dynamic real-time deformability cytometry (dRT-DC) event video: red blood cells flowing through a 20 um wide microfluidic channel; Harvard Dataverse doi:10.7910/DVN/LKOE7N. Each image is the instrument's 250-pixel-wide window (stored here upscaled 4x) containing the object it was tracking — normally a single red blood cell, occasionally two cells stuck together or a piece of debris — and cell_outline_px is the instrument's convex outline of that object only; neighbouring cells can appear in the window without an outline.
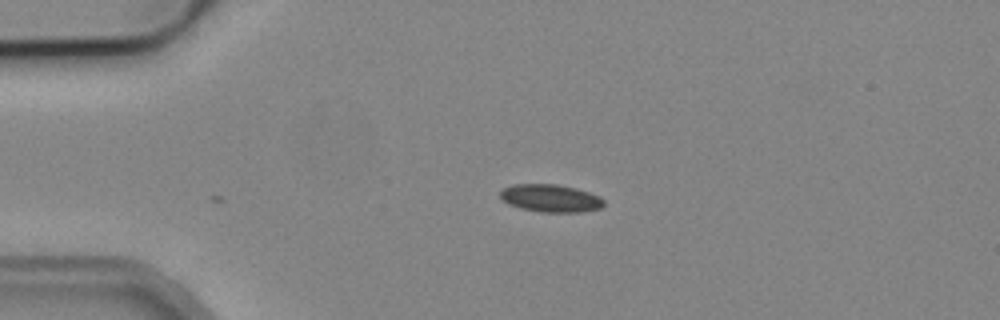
{"species": "common noctule bat (a hibernating species)", "species_latin": "Nyctalus noctula", "temperature_condition": "cold", "stored_images_in_passage": 30, "camera_frame_rate_fps": 3000, "um_per_image_px": 0.085, "animal": {"sex": "male", "body_mass_g": 19.2, "forearm_length_mm": 51.8}, "frame": {"image": 1, "passage_image": 1, "time_ms": 0.0, "image_size_px": [1000, 320], "cell_outline_px": [[604, 204], [600, 208], [580, 212], [540, 212], [520, 208], [508, 204], [500, 200], [500, 192], [504, 188], [512, 184], [556, 184], [576, 188], [600, 196], [604, 200]], "centroid_in_image_um": [46.77, 16.85], "position_along_channel_um": 38.2, "area_um2": 16.82}}
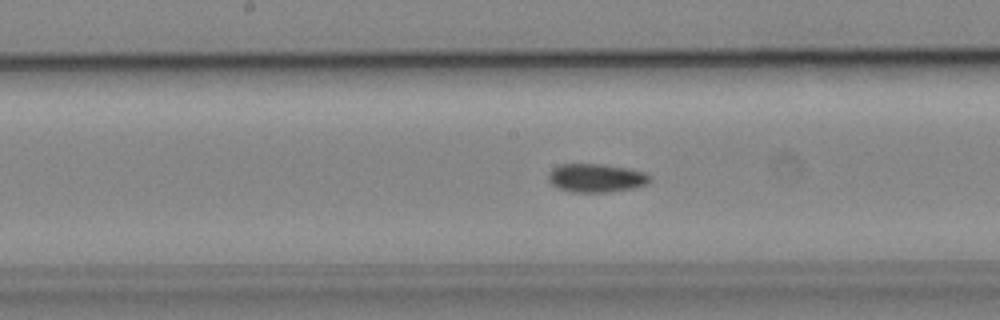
{"frame": {"image": 2, "passage_image": 16, "time_ms": 5.0, "image_size_px": [1000, 320], "cell_outline_px": [[648, 180], [644, 184], [632, 188], [612, 192], [572, 192], [556, 188], [548, 180], [548, 172], [552, 168], [560, 164], [604, 164], [628, 168], [644, 172], [648, 176]], "centroid_in_image_um": [50.59, 15.12], "position_along_channel_um": 197.6, "area_um2": 16.82}}
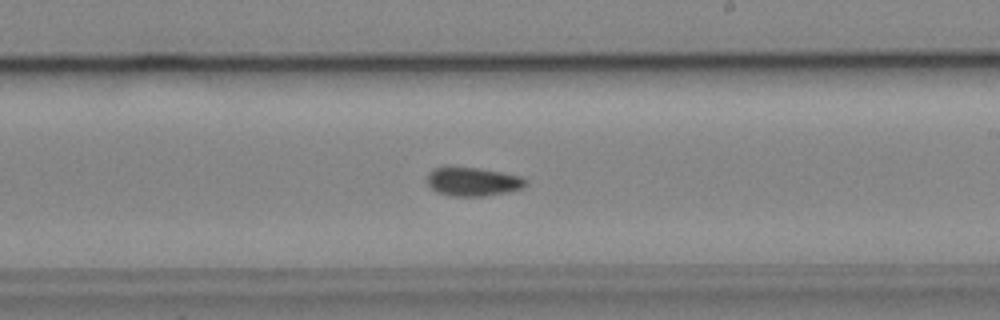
{"frame": {"image": 3, "passage_image": 20, "time_ms": 6.333, "image_size_px": [1000, 320], "cell_outline_px": [[528, 184], [520, 188], [504, 192], [484, 196], [448, 196], [436, 192], [428, 188], [428, 172], [436, 168], [480, 168], [520, 176], [528, 180]], "centroid_in_image_um": [40.17, 15.46], "position_along_channel_um": 248.8, "area_um2": 16.3}, "authors_computed_cell_mechanics": {"area_um2": 16.6175, "velocity_mm_per_s": 3.8696, "shape_relaxation_time_tau1_ms": null, "shape_relaxation_time_tau2_ms": 9.7308, "deformation_change_tau1": null, "deformation_change_tau2": 0.1288}}